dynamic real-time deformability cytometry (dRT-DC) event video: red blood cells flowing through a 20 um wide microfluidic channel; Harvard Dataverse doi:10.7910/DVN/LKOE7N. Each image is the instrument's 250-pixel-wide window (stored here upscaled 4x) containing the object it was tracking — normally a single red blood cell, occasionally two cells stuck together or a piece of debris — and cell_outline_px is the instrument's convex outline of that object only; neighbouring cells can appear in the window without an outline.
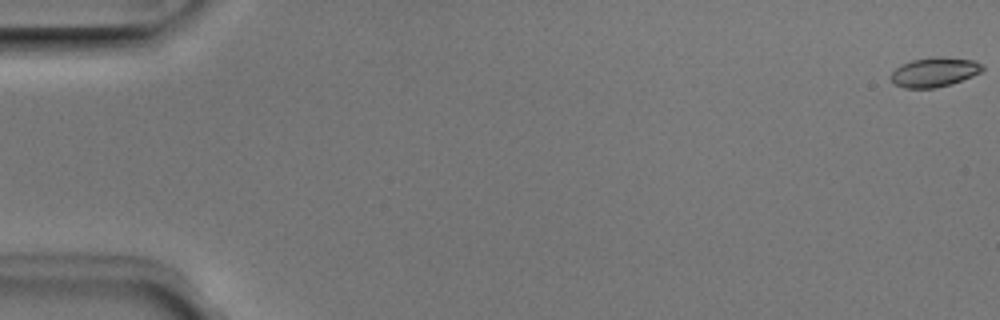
{"species": "Egyptian fruit bat (a non-hibernating species)", "species_latin": "Rousettus aegyptiacus", "temperature_condition": "room temperature", "stored_images_in_passage": 52, "camera_frame_rate_fps": 3000, "um_per_image_px": 0.085, "animal": {"sex": "male"}, "frame": {"image": 1, "passage_image": 1, "time_ms": 0.0, "image_size_px": [1000, 320], "cell_outline_px": [[984, 68], [980, 72], [972, 76], [952, 84], [936, 88], [904, 88], [896, 84], [888, 76], [900, 64], [912, 60], [932, 56], [940, 56], [972, 60], [984, 64]], "centroid_in_image_um": [79.42, 6.12], "position_along_channel_um": 5.6, "area_um2": 15.9}}
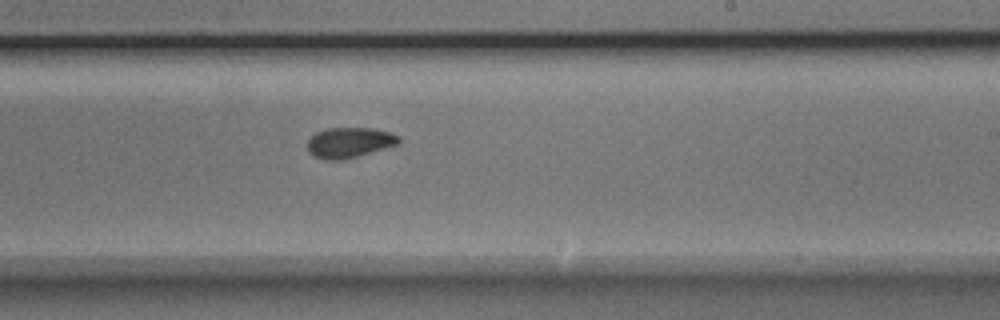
{"frame": {"image": 2, "passage_image": 32, "time_ms": 10.333, "image_size_px": [1000, 320], "cell_outline_px": [[400, 144], [356, 156], [340, 160], [324, 160], [312, 156], [308, 152], [308, 140], [316, 132], [328, 128], [372, 128], [388, 132], [400, 136]], "centroid_in_image_um": [29.68, 12.12], "position_along_channel_um": 259.3, "area_um2": 16.13}}
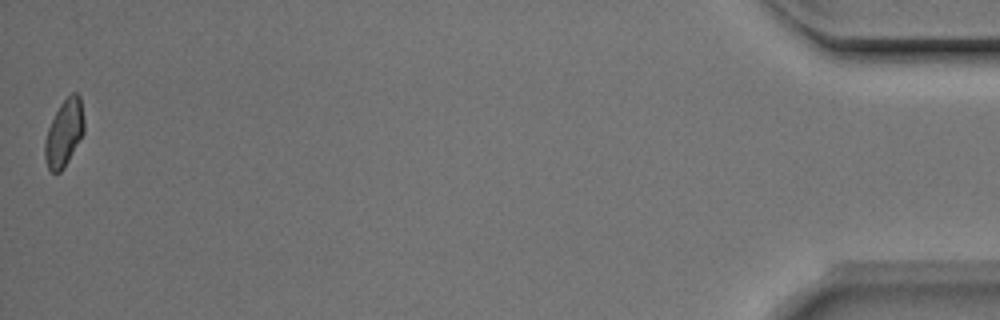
{"frame": {"image": 3, "passage_image": 52, "time_ms": 17.0, "image_size_px": [1000, 320], "cell_outline_px": [[84, 132], [64, 168], [60, 172], [52, 172], [48, 168], [44, 156], [44, 144], [48, 128], [60, 104], [72, 92], [76, 92], [80, 96], [84, 120]], "centroid_in_image_um": [5.45, 11.3], "position_along_channel_um": 429.7, "area_um2": 15.14}, "authors_computed_cell_mechanics": {"area_um2": 15.895, "velocity_mm_per_s": 3.9721, "shape_relaxation_time_tau1_ms": 2.7895, "shape_relaxation_time_tau2_ms": 2.5126, "deformation_change_tau1": 0.116, "deformation_change_tau2": 0.0719}}